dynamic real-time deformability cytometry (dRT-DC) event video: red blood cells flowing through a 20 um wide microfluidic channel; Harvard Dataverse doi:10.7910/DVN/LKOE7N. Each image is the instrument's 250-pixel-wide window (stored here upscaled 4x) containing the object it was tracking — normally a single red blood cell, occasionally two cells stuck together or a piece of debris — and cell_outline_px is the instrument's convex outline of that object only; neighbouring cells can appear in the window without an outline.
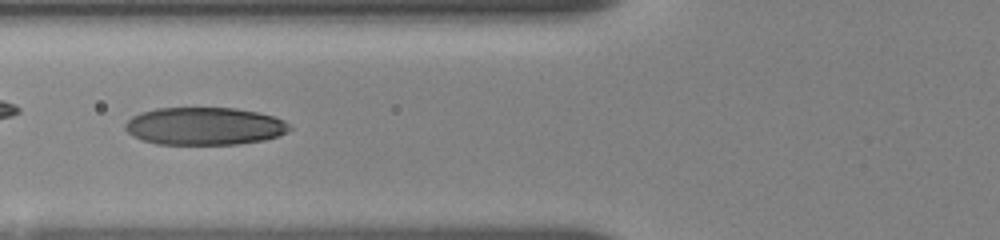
{"species": "human", "species_latin": "Homo sapiens", "temperature_condition": "room temperature", "stored_images_in_passage": 34, "camera_frame_rate_fps": 3000, "um_per_image_px": 0.085, "donor": {"sex": "female"}, "frame": {"image": 1, "passage_image": 21, "time_ms": 7.0, "image_size_px": [1000, 240], "cell_outline_px": [[292, 128], [288, 132], [280, 136], [264, 140], [236, 144], [156, 144], [132, 136], [124, 128], [124, 124], [132, 116], [140, 112], [156, 108], [236, 108], [256, 112], [272, 116], [284, 120]], "centroid_in_image_um": [17.38, 10.72], "position_along_channel_um": 108.4, "area_um2": 36.18}}
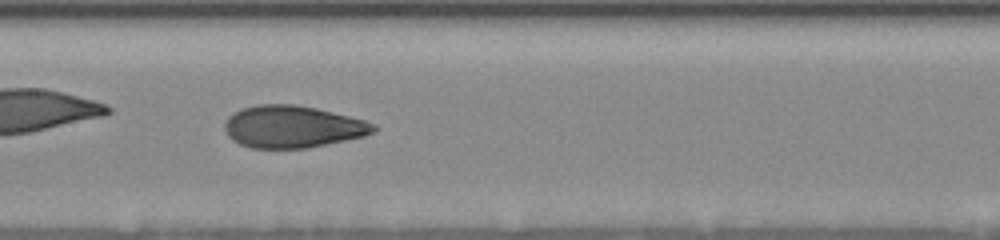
{"frame": {"image": 2, "passage_image": 25, "time_ms": 9.0, "image_size_px": [1000, 240], "cell_outline_px": [[376, 128], [372, 132], [364, 136], [308, 148], [252, 148], [240, 144], [232, 140], [228, 136], [224, 128], [224, 124], [228, 116], [240, 108], [256, 104], [292, 104], [316, 108], [364, 120], [376, 124]], "centroid_in_image_um": [24.82, 10.77], "position_along_channel_um": 182.6, "area_um2": 36.53}}
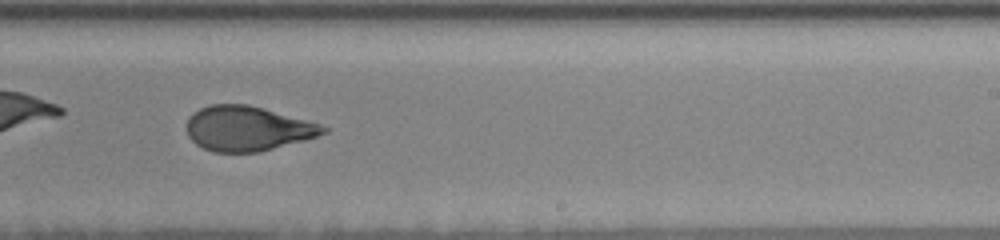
{"frame": {"image": 3, "passage_image": 30, "time_ms": 11.333, "image_size_px": [1000, 240], "cell_outline_px": [[328, 132], [304, 140], [260, 152], [212, 152], [196, 144], [188, 136], [188, 120], [200, 108], [208, 104], [248, 104], [320, 124], [328, 128]], "centroid_in_image_um": [21.04, 10.93], "position_along_channel_um": 268.0, "area_um2": 35.26}}